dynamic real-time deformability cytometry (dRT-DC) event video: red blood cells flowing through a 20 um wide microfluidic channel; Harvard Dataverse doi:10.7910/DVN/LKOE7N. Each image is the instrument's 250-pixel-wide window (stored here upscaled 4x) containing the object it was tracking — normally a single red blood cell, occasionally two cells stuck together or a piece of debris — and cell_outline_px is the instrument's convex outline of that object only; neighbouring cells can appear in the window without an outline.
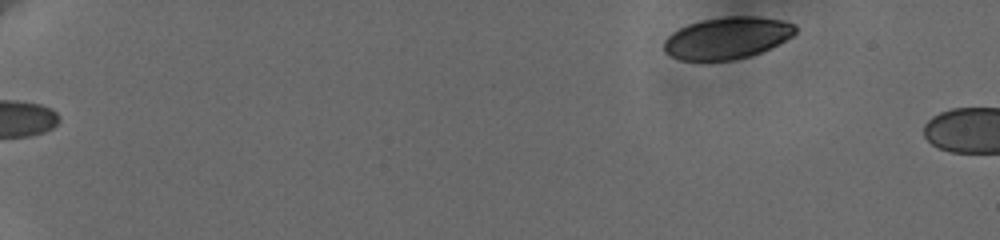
{"species": "human", "species_latin": "Homo sapiens", "temperature_condition": "cold", "stored_images_in_passage": 6, "camera_frame_rate_fps": 3000, "um_per_image_px": 0.085, "donor": {"sex": "female"}, "frame": {"image": 1, "passage_image": 1, "time_ms": 0.0, "image_size_px": [1000, 240], "cell_outline_px": [[796, 32], [792, 36], [760, 52], [748, 56], [732, 60], [680, 60], [664, 52], [664, 40], [672, 32], [688, 24], [700, 20], [728, 16], [756, 16], [780, 20], [792, 24], [796, 28]], "centroid_in_image_um": [61.76, 3.22], "position_along_channel_um": 23.2, "area_um2": 31.67}}